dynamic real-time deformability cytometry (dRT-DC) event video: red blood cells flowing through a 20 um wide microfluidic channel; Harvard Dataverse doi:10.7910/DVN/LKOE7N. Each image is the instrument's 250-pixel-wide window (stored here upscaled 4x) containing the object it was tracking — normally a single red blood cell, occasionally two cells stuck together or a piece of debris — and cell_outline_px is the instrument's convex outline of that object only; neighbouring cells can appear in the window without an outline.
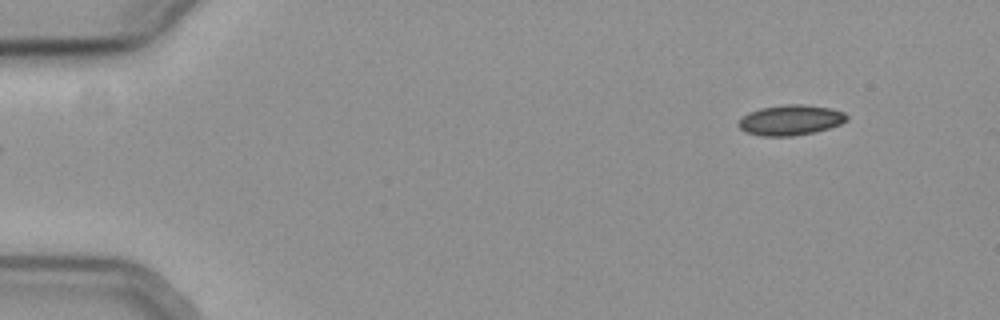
{"species": "common noctule bat (a hibernating species)", "species_latin": "Nyctalus noctula", "temperature_condition": "cold", "stored_images_in_passage": 12, "camera_frame_rate_fps": 3000, "um_per_image_px": 0.085, "animal": {"sex": "female", "body_mass_g": 19.3, "forearm_length_mm": 54.1}, "frame": {"image": 1, "passage_image": 1, "time_ms": 0.0, "image_size_px": [1000, 320], "cell_outline_px": [[848, 120], [840, 124], [816, 132], [792, 136], [760, 136], [744, 132], [736, 124], [748, 112], [760, 108], [788, 104], [800, 104], [828, 108], [844, 112], [848, 116]], "centroid_in_image_um": [67.17, 10.22], "position_along_channel_um": 17.8, "area_um2": 19.13}}
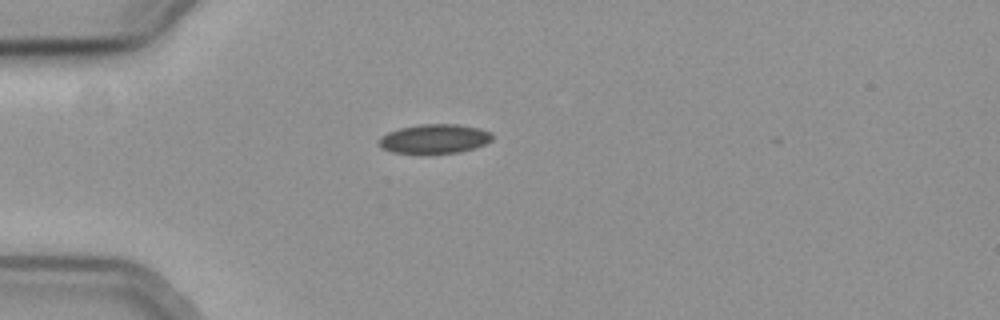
{"frame": {"image": 2, "passage_image": 11, "time_ms": 3.333, "image_size_px": [1000, 320], "cell_outline_px": [[492, 140], [484, 144], [460, 152], [392, 152], [380, 148], [380, 136], [388, 132], [400, 128], [420, 124], [456, 124], [476, 128], [492, 132]], "centroid_in_image_um": [36.92, 11.78], "position_along_channel_um": 48.1, "area_um2": 18.84}}